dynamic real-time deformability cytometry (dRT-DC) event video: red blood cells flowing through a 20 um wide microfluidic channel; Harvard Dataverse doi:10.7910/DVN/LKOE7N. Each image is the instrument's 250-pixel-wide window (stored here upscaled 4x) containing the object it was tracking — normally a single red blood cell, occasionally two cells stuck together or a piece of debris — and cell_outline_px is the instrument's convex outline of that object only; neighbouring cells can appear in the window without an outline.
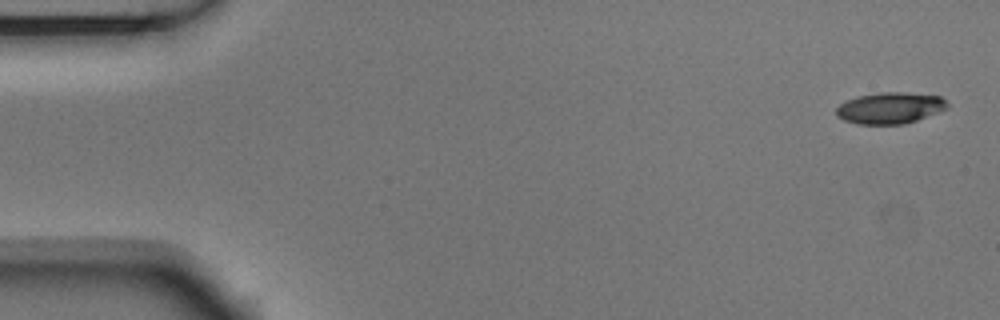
{"species": "Egyptian fruit bat (a non-hibernating species)", "species_latin": "Rousettus aegyptiacus", "temperature_condition": "room temperature", "stored_images_in_passage": 4, "camera_frame_rate_fps": 3000, "um_per_image_px": 0.085, "animal": {"sex": "male"}, "frame": {"image": 1, "passage_image": 1, "time_ms": 0.0, "image_size_px": [1000, 320], "cell_outline_px": [[948, 108], [940, 112], [904, 124], [856, 124], [844, 120], [836, 116], [836, 108], [840, 104], [856, 96], [880, 92], [904, 92], [940, 96], [948, 104]], "centroid_in_image_um": [75.64, 9.18], "position_along_channel_um": 9.4, "area_um2": 20.35}}
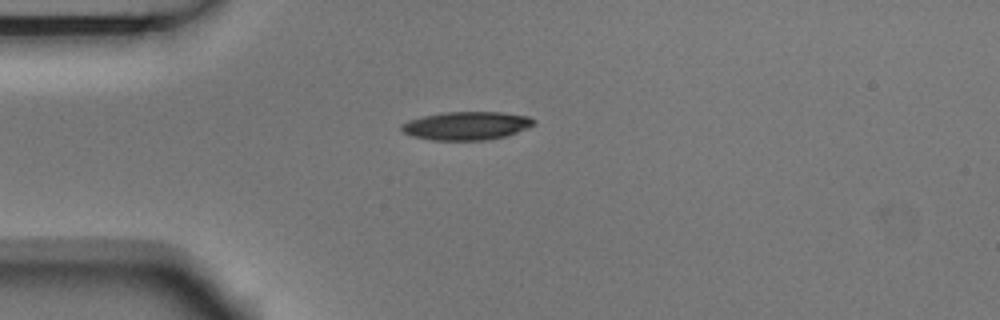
{"frame": {"image": 2, "passage_image": 4, "time_ms": 1.0, "image_size_px": [1000, 320], "cell_outline_px": [[536, 124], [528, 128], [504, 136], [488, 140], [432, 140], [412, 136], [404, 132], [400, 128], [400, 124], [408, 120], [424, 116], [444, 112], [500, 112], [528, 116], [536, 120]], "centroid_in_image_um": [39.65, 10.68], "position_along_channel_um": 45.3, "area_um2": 21.85}}